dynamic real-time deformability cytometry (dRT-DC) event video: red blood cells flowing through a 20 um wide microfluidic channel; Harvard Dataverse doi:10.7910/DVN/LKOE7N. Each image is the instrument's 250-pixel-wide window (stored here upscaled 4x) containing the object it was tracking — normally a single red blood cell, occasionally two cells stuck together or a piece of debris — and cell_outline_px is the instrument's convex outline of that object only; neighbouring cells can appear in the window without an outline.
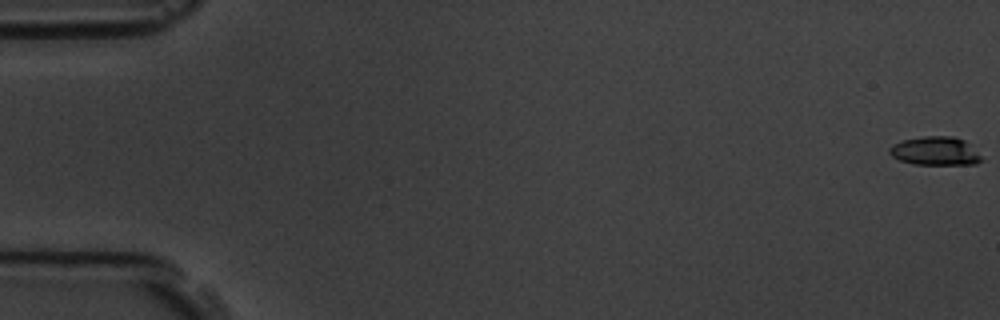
{"species": "common noctule bat (a hibernating species)", "species_latin": "Nyctalus noctula", "temperature_condition": "room temperature", "stored_images_in_passage": 6, "camera_frame_rate_fps": 3000, "um_per_image_px": 0.085, "animal": {"sex": "male", "body_mass_g": 19.5, "forearm_length_mm": 54.6}, "frame": {"image": 1, "passage_image": 1, "time_ms": 0.0, "image_size_px": [1000, 320], "cell_outline_px": [[984, 160], [976, 164], [912, 164], [900, 160], [892, 156], [888, 152], [888, 148], [892, 144], [900, 140], [924, 136], [952, 136], [964, 140]], "centroid_in_image_um": [79.44, 12.83], "position_along_channel_um": 5.6, "area_um2": 15.32}}
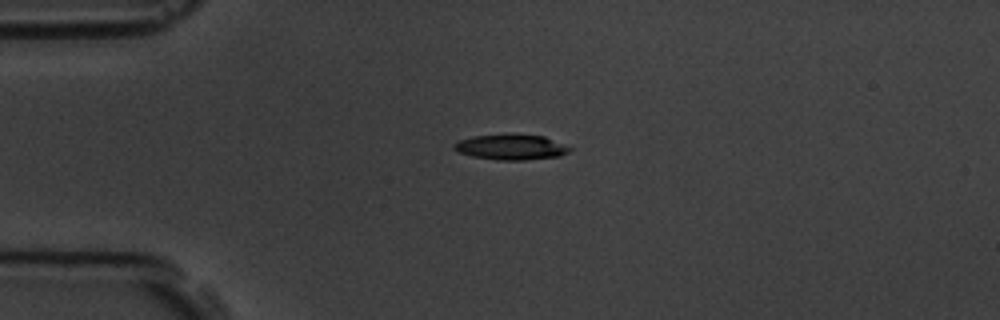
{"frame": {"image": 2, "passage_image": 5, "time_ms": 4.667, "image_size_px": [1000, 320], "cell_outline_px": [[572, 148], [568, 152], [560, 156], [524, 160], [500, 160], [472, 156], [460, 152], [452, 148], [452, 144], [460, 140], [472, 136], [508, 132], [512, 132], [544, 136]], "centroid_in_image_um": [43.41, 12.47], "position_along_channel_um": 41.6, "area_um2": 17.51}}